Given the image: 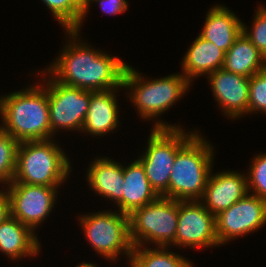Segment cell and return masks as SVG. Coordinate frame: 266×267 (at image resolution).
I'll use <instances>...</instances> for the list:
<instances>
[{"mask_svg":"<svg viewBox=\"0 0 266 267\" xmlns=\"http://www.w3.org/2000/svg\"><path fill=\"white\" fill-rule=\"evenodd\" d=\"M74 38L54 61L48 74L59 83L87 91H105L123 88V75L127 64L118 57L91 49L79 42L78 31L66 30ZM76 39V40H75ZM55 76V77H54Z\"/></svg>","mask_w":266,"mask_h":267,"instance_id":"cell-1","label":"cell"},{"mask_svg":"<svg viewBox=\"0 0 266 267\" xmlns=\"http://www.w3.org/2000/svg\"><path fill=\"white\" fill-rule=\"evenodd\" d=\"M45 87V88H44ZM0 128L19 142L51 139L47 87L30 86L0 98Z\"/></svg>","mask_w":266,"mask_h":267,"instance_id":"cell-2","label":"cell"},{"mask_svg":"<svg viewBox=\"0 0 266 267\" xmlns=\"http://www.w3.org/2000/svg\"><path fill=\"white\" fill-rule=\"evenodd\" d=\"M213 147L196 133L176 154L163 197L178 201L201 200L211 172Z\"/></svg>","mask_w":266,"mask_h":267,"instance_id":"cell-3","label":"cell"},{"mask_svg":"<svg viewBox=\"0 0 266 267\" xmlns=\"http://www.w3.org/2000/svg\"><path fill=\"white\" fill-rule=\"evenodd\" d=\"M52 141L48 139L20 142L12 182L58 187L66 181L70 173L69 159Z\"/></svg>","mask_w":266,"mask_h":267,"instance_id":"cell-4","label":"cell"},{"mask_svg":"<svg viewBox=\"0 0 266 267\" xmlns=\"http://www.w3.org/2000/svg\"><path fill=\"white\" fill-rule=\"evenodd\" d=\"M180 126L157 121L151 131L146 152L138 158L146 177L159 196L169 187V178L177 152L196 134H186Z\"/></svg>","mask_w":266,"mask_h":267,"instance_id":"cell-5","label":"cell"},{"mask_svg":"<svg viewBox=\"0 0 266 267\" xmlns=\"http://www.w3.org/2000/svg\"><path fill=\"white\" fill-rule=\"evenodd\" d=\"M142 78L134 68L127 65L122 85L130 88V99L144 119L158 117L190 88V82L183 74H172L152 81H144Z\"/></svg>","mask_w":266,"mask_h":267,"instance_id":"cell-6","label":"cell"},{"mask_svg":"<svg viewBox=\"0 0 266 267\" xmlns=\"http://www.w3.org/2000/svg\"><path fill=\"white\" fill-rule=\"evenodd\" d=\"M128 217L133 246L144 247L143 243L148 241L163 247L174 245L178 200L159 196L153 202L134 210Z\"/></svg>","mask_w":266,"mask_h":267,"instance_id":"cell-7","label":"cell"},{"mask_svg":"<svg viewBox=\"0 0 266 267\" xmlns=\"http://www.w3.org/2000/svg\"><path fill=\"white\" fill-rule=\"evenodd\" d=\"M82 228L94 250L107 259L116 260L123 253L131 257L129 217L123 212H98L79 217Z\"/></svg>","mask_w":266,"mask_h":267,"instance_id":"cell-8","label":"cell"},{"mask_svg":"<svg viewBox=\"0 0 266 267\" xmlns=\"http://www.w3.org/2000/svg\"><path fill=\"white\" fill-rule=\"evenodd\" d=\"M45 83L48 90L51 136L60 128L82 131L91 91L59 83L52 76Z\"/></svg>","mask_w":266,"mask_h":267,"instance_id":"cell-9","label":"cell"},{"mask_svg":"<svg viewBox=\"0 0 266 267\" xmlns=\"http://www.w3.org/2000/svg\"><path fill=\"white\" fill-rule=\"evenodd\" d=\"M215 224L219 245L234 237L257 231L266 224V200L248 193L216 215Z\"/></svg>","mask_w":266,"mask_h":267,"instance_id":"cell-10","label":"cell"},{"mask_svg":"<svg viewBox=\"0 0 266 267\" xmlns=\"http://www.w3.org/2000/svg\"><path fill=\"white\" fill-rule=\"evenodd\" d=\"M8 186L11 216L34 231L52 211L58 187L19 182H11Z\"/></svg>","mask_w":266,"mask_h":267,"instance_id":"cell-11","label":"cell"},{"mask_svg":"<svg viewBox=\"0 0 266 267\" xmlns=\"http://www.w3.org/2000/svg\"><path fill=\"white\" fill-rule=\"evenodd\" d=\"M196 248L219 246L215 216L200 200L178 201V225L174 246Z\"/></svg>","mask_w":266,"mask_h":267,"instance_id":"cell-12","label":"cell"},{"mask_svg":"<svg viewBox=\"0 0 266 267\" xmlns=\"http://www.w3.org/2000/svg\"><path fill=\"white\" fill-rule=\"evenodd\" d=\"M213 96L229 118L248 114L249 79L223 68L208 75Z\"/></svg>","mask_w":266,"mask_h":267,"instance_id":"cell-13","label":"cell"},{"mask_svg":"<svg viewBox=\"0 0 266 267\" xmlns=\"http://www.w3.org/2000/svg\"><path fill=\"white\" fill-rule=\"evenodd\" d=\"M211 174L210 172L201 201L204 199L202 204L214 216L250 192L247 177L243 174L234 171L220 172L213 176Z\"/></svg>","mask_w":266,"mask_h":267,"instance_id":"cell-14","label":"cell"},{"mask_svg":"<svg viewBox=\"0 0 266 267\" xmlns=\"http://www.w3.org/2000/svg\"><path fill=\"white\" fill-rule=\"evenodd\" d=\"M123 172L122 199L116 204L119 212L129 215L159 197L148 181L145 169L138 159L128 167H123Z\"/></svg>","mask_w":266,"mask_h":267,"instance_id":"cell-15","label":"cell"},{"mask_svg":"<svg viewBox=\"0 0 266 267\" xmlns=\"http://www.w3.org/2000/svg\"><path fill=\"white\" fill-rule=\"evenodd\" d=\"M114 90L116 91V89L91 91V100L82 131L101 136L117 128L118 106Z\"/></svg>","mask_w":266,"mask_h":267,"instance_id":"cell-16","label":"cell"},{"mask_svg":"<svg viewBox=\"0 0 266 267\" xmlns=\"http://www.w3.org/2000/svg\"><path fill=\"white\" fill-rule=\"evenodd\" d=\"M205 18L204 28L199 35L226 53L242 33V22L222 5L211 8Z\"/></svg>","mask_w":266,"mask_h":267,"instance_id":"cell-17","label":"cell"},{"mask_svg":"<svg viewBox=\"0 0 266 267\" xmlns=\"http://www.w3.org/2000/svg\"><path fill=\"white\" fill-rule=\"evenodd\" d=\"M40 242L32 229L15 217L9 216L0 223V252L12 260L38 255Z\"/></svg>","mask_w":266,"mask_h":267,"instance_id":"cell-18","label":"cell"},{"mask_svg":"<svg viewBox=\"0 0 266 267\" xmlns=\"http://www.w3.org/2000/svg\"><path fill=\"white\" fill-rule=\"evenodd\" d=\"M224 58L225 52L222 49L199 35L185 54L181 68L184 76L191 83V78L202 74L210 75L221 69Z\"/></svg>","mask_w":266,"mask_h":267,"instance_id":"cell-19","label":"cell"},{"mask_svg":"<svg viewBox=\"0 0 266 267\" xmlns=\"http://www.w3.org/2000/svg\"><path fill=\"white\" fill-rule=\"evenodd\" d=\"M91 164L87 172V180L91 189L118 203L122 199L123 166L109 158H96Z\"/></svg>","mask_w":266,"mask_h":267,"instance_id":"cell-20","label":"cell"},{"mask_svg":"<svg viewBox=\"0 0 266 267\" xmlns=\"http://www.w3.org/2000/svg\"><path fill=\"white\" fill-rule=\"evenodd\" d=\"M224 70L250 78L266 68V58L258 48L243 34L235 40L225 53Z\"/></svg>","mask_w":266,"mask_h":267,"instance_id":"cell-21","label":"cell"},{"mask_svg":"<svg viewBox=\"0 0 266 267\" xmlns=\"http://www.w3.org/2000/svg\"><path fill=\"white\" fill-rule=\"evenodd\" d=\"M159 249L134 246L130 267H192V264L183 256L168 252L167 247L159 246ZM167 250V251H166Z\"/></svg>","mask_w":266,"mask_h":267,"instance_id":"cell-22","label":"cell"},{"mask_svg":"<svg viewBox=\"0 0 266 267\" xmlns=\"http://www.w3.org/2000/svg\"><path fill=\"white\" fill-rule=\"evenodd\" d=\"M20 142L0 128V183L10 184L16 172Z\"/></svg>","mask_w":266,"mask_h":267,"instance_id":"cell-23","label":"cell"},{"mask_svg":"<svg viewBox=\"0 0 266 267\" xmlns=\"http://www.w3.org/2000/svg\"><path fill=\"white\" fill-rule=\"evenodd\" d=\"M66 30L80 31L83 13L71 0H42Z\"/></svg>","mask_w":266,"mask_h":267,"instance_id":"cell-24","label":"cell"},{"mask_svg":"<svg viewBox=\"0 0 266 267\" xmlns=\"http://www.w3.org/2000/svg\"><path fill=\"white\" fill-rule=\"evenodd\" d=\"M254 111L266 113V68L249 79L248 113Z\"/></svg>","mask_w":266,"mask_h":267,"instance_id":"cell-25","label":"cell"},{"mask_svg":"<svg viewBox=\"0 0 266 267\" xmlns=\"http://www.w3.org/2000/svg\"><path fill=\"white\" fill-rule=\"evenodd\" d=\"M247 176L248 189L253 195L266 200V154H259L253 159Z\"/></svg>","mask_w":266,"mask_h":267,"instance_id":"cell-26","label":"cell"},{"mask_svg":"<svg viewBox=\"0 0 266 267\" xmlns=\"http://www.w3.org/2000/svg\"><path fill=\"white\" fill-rule=\"evenodd\" d=\"M250 32L242 23V33L258 48L259 52L266 58V8L261 6L256 11V16Z\"/></svg>","mask_w":266,"mask_h":267,"instance_id":"cell-27","label":"cell"},{"mask_svg":"<svg viewBox=\"0 0 266 267\" xmlns=\"http://www.w3.org/2000/svg\"><path fill=\"white\" fill-rule=\"evenodd\" d=\"M100 2V7L107 14H119L127 10L128 2L126 0H92V2Z\"/></svg>","mask_w":266,"mask_h":267,"instance_id":"cell-28","label":"cell"},{"mask_svg":"<svg viewBox=\"0 0 266 267\" xmlns=\"http://www.w3.org/2000/svg\"><path fill=\"white\" fill-rule=\"evenodd\" d=\"M11 216L10 210V198L8 191L4 192L0 190V223Z\"/></svg>","mask_w":266,"mask_h":267,"instance_id":"cell-29","label":"cell"},{"mask_svg":"<svg viewBox=\"0 0 266 267\" xmlns=\"http://www.w3.org/2000/svg\"><path fill=\"white\" fill-rule=\"evenodd\" d=\"M92 0H71V2L83 13V18L87 14V10L89 7V4H91Z\"/></svg>","mask_w":266,"mask_h":267,"instance_id":"cell-30","label":"cell"},{"mask_svg":"<svg viewBox=\"0 0 266 267\" xmlns=\"http://www.w3.org/2000/svg\"><path fill=\"white\" fill-rule=\"evenodd\" d=\"M83 264H80L78 265L77 267H97L96 264L93 265L91 263H85V262H82Z\"/></svg>","mask_w":266,"mask_h":267,"instance_id":"cell-31","label":"cell"}]
</instances>
